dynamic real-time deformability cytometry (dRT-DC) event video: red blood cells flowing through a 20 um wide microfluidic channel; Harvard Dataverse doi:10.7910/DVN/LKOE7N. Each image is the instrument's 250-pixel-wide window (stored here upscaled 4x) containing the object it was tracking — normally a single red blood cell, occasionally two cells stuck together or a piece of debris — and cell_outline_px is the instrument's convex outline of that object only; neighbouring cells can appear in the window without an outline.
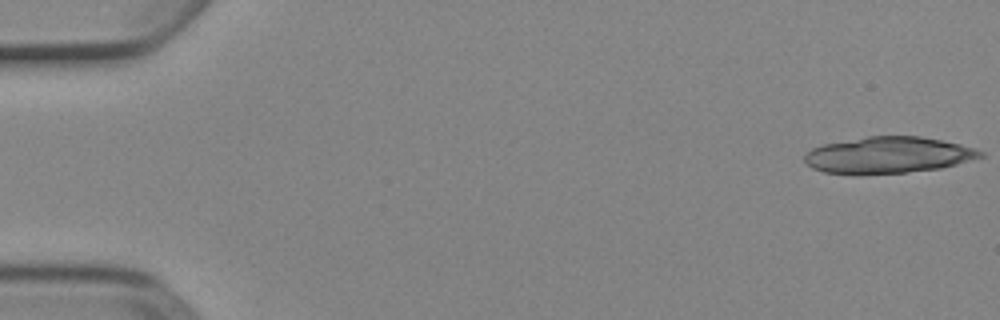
{"species": "Egyptian fruit bat (a non-hibernating species)", "species_latin": "Rousettus aegyptiacus", "temperature_condition": "cold", "stored_images_in_passage": 5, "camera_frame_rate_fps": 3000, "um_per_image_px": 0.085, "animal": {"sex": "female"}, "frame": {"image": 1, "passage_image": 1, "time_ms": 0.0, "image_size_px": [1000, 320], "cell_outline_px": [[984, 156], [956, 164], [940, 168], [908, 172], [824, 172], [812, 168], [804, 160], [804, 156], [812, 148], [824, 144], [868, 136], [920, 136], [960, 144], [984, 152]], "centroid_in_image_um": [75.52, 13.15], "position_along_channel_um": 9.5, "area_um2": 36.3}}